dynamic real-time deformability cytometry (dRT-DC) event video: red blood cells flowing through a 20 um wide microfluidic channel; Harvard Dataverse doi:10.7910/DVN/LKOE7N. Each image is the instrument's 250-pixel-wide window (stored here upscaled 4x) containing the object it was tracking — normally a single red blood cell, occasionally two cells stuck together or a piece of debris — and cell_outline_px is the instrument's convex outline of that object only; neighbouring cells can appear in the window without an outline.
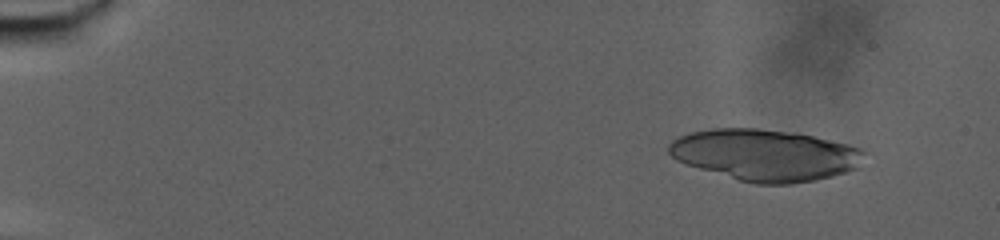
{"species": "human", "species_latin": "Homo sapiens", "temperature_condition": "warm", "stored_images_in_passage": 30, "camera_frame_rate_fps": 3000, "um_per_image_px": 0.085, "donor": {"sex": "male"}, "frame": {"image": 1, "passage_image": 8, "time_ms": 2.333, "image_size_px": [1000, 240], "cell_outline_px": [[868, 152], [856, 168], [832, 176], [816, 180], [792, 184], [756, 184], [740, 180], [684, 164], [676, 160], [668, 152], [668, 144], [672, 140], [688, 132], [712, 128], [756, 128], [796, 132], [848, 144], [864, 148]], "centroid_in_image_um": [65.04, 13.16], "position_along_channel_um": 20.0, "area_um2": 59.01}}